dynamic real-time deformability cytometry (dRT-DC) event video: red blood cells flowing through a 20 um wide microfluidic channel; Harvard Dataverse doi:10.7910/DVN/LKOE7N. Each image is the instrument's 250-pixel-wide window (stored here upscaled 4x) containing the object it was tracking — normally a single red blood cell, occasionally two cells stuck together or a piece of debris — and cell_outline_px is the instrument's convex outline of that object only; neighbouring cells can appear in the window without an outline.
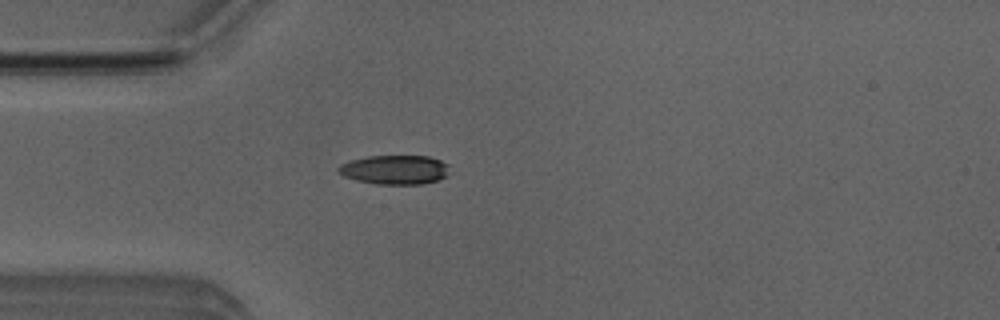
{"species": "Egyptian fruit bat (a non-hibernating species)", "species_latin": "Rousettus aegyptiacus", "temperature_condition": "room temperature", "stored_images_in_passage": 50, "camera_frame_rate_fps": 3000, "um_per_image_px": 0.085, "animal": {"sex": "male"}, "frame": {"image": 1, "passage_image": 13, "time_ms": 4.0, "image_size_px": [1000, 320], "cell_outline_px": [[448, 176], [436, 180], [420, 184], [376, 184], [356, 180], [344, 176], [336, 172], [336, 168], [340, 164], [352, 160], [368, 156], [428, 156], [440, 160], [448, 164]], "centroid_in_image_um": [33.53, 14.42], "position_along_channel_um": 51.5, "area_um2": 18.96}}
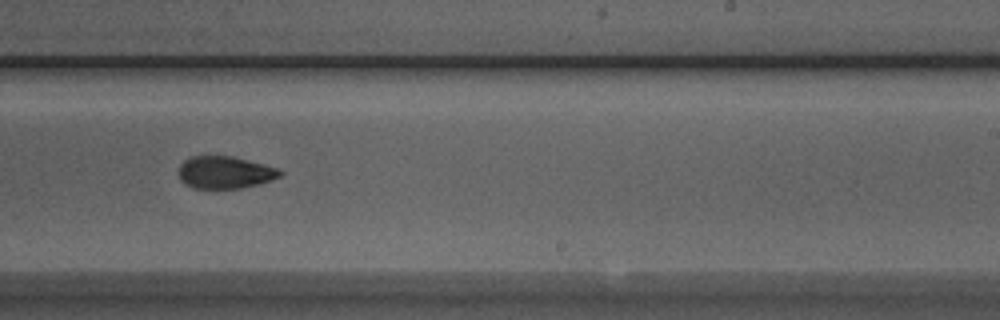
{"frame": {"image": 2, "passage_image": 30, "time_ms": 9.667, "image_size_px": [1000, 320], "cell_outline_px": [[284, 172], [280, 176], [272, 180], [240, 188], [192, 188], [184, 184], [180, 180], [180, 164], [184, 160], [192, 156], [232, 156], [264, 164], [276, 168]], "centroid_in_image_um": [19.11, 14.65], "position_along_channel_um": 269.9, "area_um2": 18.96}}
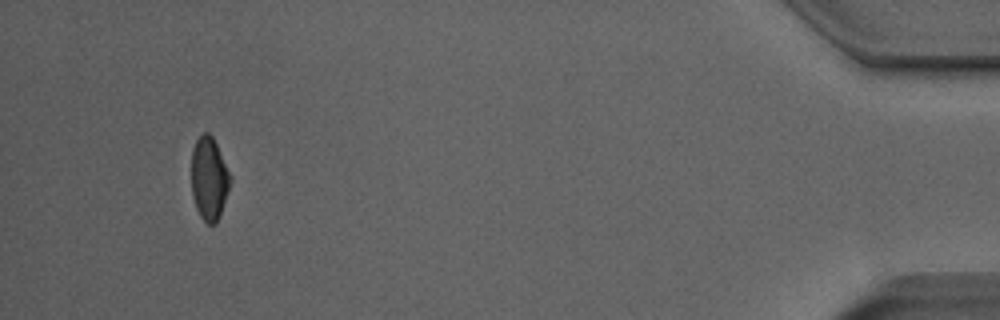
{"frame": {"image": 3, "passage_image": 47, "time_ms": 15.333, "image_size_px": [1000, 320], "cell_outline_px": [[232, 180], [216, 224], [208, 224], [200, 216], [196, 208], [192, 196], [192, 148], [196, 140], [204, 132], [208, 132], [212, 136], [232, 176]], "centroid_in_image_um": [17.78, 15.17], "position_along_channel_um": 417.4, "area_um2": 18.73}, "authors_computed_cell_mechanics": {"area_um2": 19.5942, "velocity_mm_per_s": 3.9986, "shape_relaxation_time_tau1_ms": 5.0397, "shape_relaxation_time_tau2_ms": 2.3014, "deformation_change_tau1": 0.1504, "deformation_change_tau2": 0.0852}}